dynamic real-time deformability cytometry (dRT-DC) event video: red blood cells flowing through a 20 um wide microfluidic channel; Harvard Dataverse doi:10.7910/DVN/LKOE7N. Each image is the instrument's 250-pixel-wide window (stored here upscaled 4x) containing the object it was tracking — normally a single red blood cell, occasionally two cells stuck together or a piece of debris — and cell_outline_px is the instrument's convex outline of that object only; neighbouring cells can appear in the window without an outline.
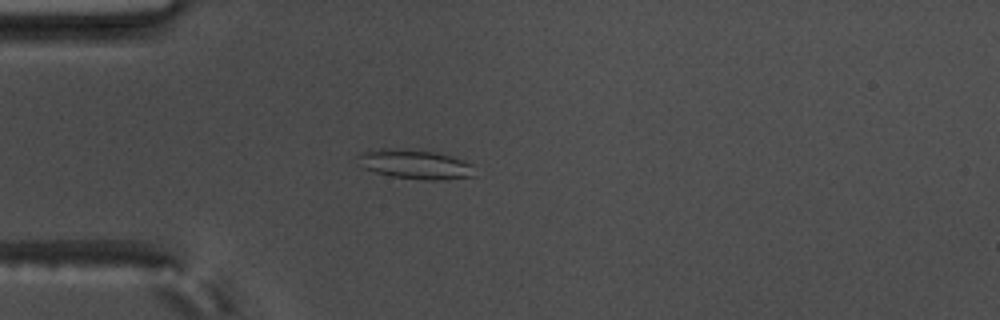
{"species": "common noctule bat (a hibernating species)", "species_latin": "Nyctalus noctula", "temperature_condition": "warm", "stored_images_in_passage": 57, "camera_frame_rate_fps": 3000, "um_per_image_px": 0.085, "animal": {"sex": "male", "body_mass_g": 17.5, "forearm_length_mm": 52.3}, "frame": {"image": 1, "passage_image": 17, "time_ms": 5.333, "image_size_px": [1000, 320], "cell_outline_px": [[476, 176], [444, 180], [424, 180], [392, 176], [376, 172], [364, 168], [356, 156], [360, 152], [380, 148], [400, 148], [432, 152], [452, 156], [472, 164]], "centroid_in_image_um": [35.3, 13.96], "position_along_channel_um": 49.7, "area_um2": 20.06}}
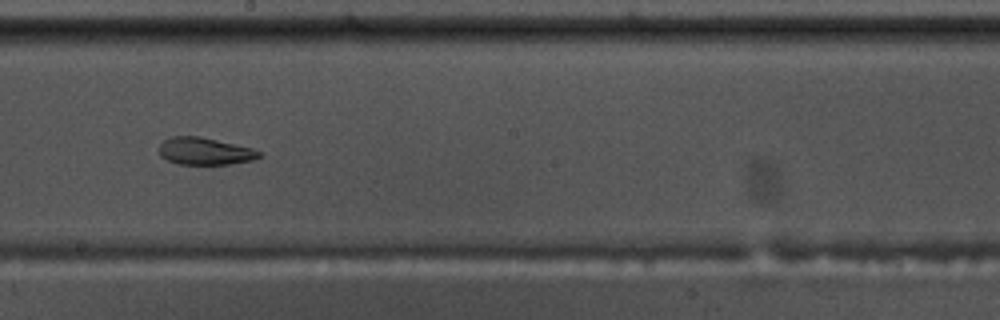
{"frame": {"image": 2, "passage_image": 33, "time_ms": 10.667, "image_size_px": [1000, 320], "cell_outline_px": [[264, 156], [252, 160], [228, 164], [180, 164], [168, 160], [160, 156], [160, 144], [164, 140], [172, 136], [200, 136], [252, 148], [264, 152]], "centroid_in_image_um": [17.46, 12.85], "position_along_channel_um": 230.7, "area_um2": 15.9}}
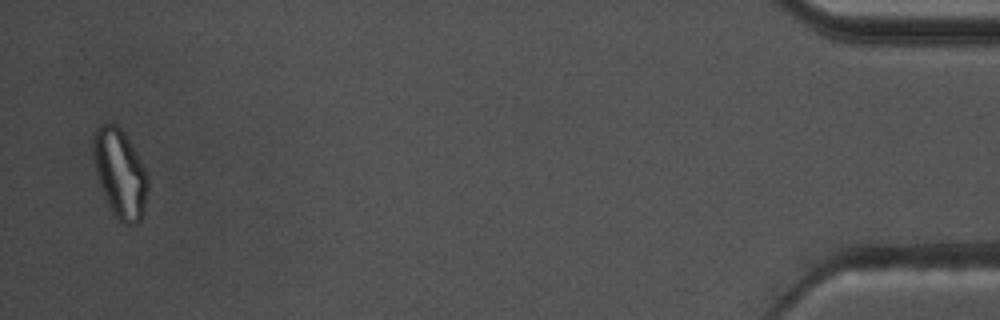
{"frame": {"image": 3, "passage_image": 56, "time_ms": 18.333, "image_size_px": [1000, 320], "cell_outline_px": [[148, 188], [144, 212], [140, 220], [136, 224], [124, 224], [112, 212], [104, 196], [96, 172], [92, 156], [92, 132], [100, 124], [116, 124], [124, 132], [136, 152], [148, 176]], "centroid_in_image_um": [10.18, 14.72], "position_along_channel_um": 425.0, "area_um2": 28.26}, "authors_computed_cell_mechanics": {"area_um2": 21.097, "velocity_mm_per_s": 3.6515, "shape_relaxation_time_tau1_ms": null, "shape_relaxation_time_tau2_ms": 4.3775, "deformation_change_tau1": null, "deformation_change_tau2": 0.1176}}